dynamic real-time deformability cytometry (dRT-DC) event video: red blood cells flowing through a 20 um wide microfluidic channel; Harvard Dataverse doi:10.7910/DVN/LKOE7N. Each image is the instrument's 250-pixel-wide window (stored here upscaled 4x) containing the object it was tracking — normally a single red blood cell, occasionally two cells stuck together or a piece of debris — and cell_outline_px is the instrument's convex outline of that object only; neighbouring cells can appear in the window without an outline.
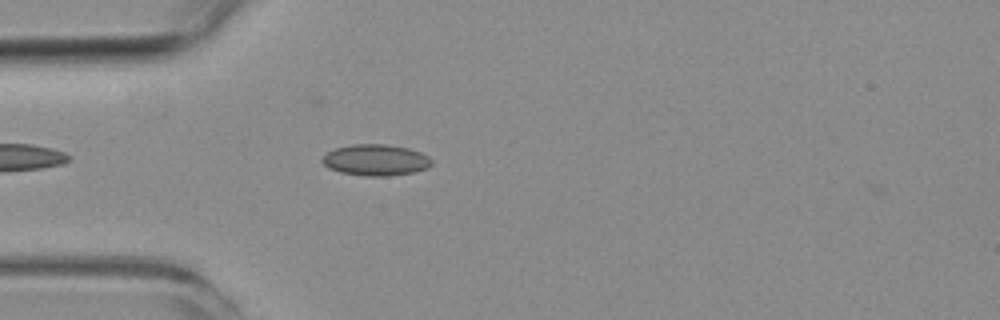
{"species": "common noctule bat (a hibernating species)", "species_latin": "Nyctalus noctula", "temperature_condition": "room temperature", "stored_images_in_passage": 3, "camera_frame_rate_fps": 3000, "um_per_image_px": 0.085, "animal": {"sex": "female", "body_mass_g": 19.3, "forearm_length_mm": 54.1}, "frame": {"image": 1, "passage_image": 3, "time_ms": 2.333, "image_size_px": [1000, 320], "cell_outline_px": [[432, 164], [428, 168], [412, 172], [388, 176], [368, 176], [340, 172], [328, 168], [320, 160], [328, 152], [336, 148], [352, 144], [388, 144], [408, 148], [420, 152], [428, 156], [432, 160]], "centroid_in_image_um": [31.94, 13.6], "position_along_channel_um": 53.1, "area_um2": 19.88}}